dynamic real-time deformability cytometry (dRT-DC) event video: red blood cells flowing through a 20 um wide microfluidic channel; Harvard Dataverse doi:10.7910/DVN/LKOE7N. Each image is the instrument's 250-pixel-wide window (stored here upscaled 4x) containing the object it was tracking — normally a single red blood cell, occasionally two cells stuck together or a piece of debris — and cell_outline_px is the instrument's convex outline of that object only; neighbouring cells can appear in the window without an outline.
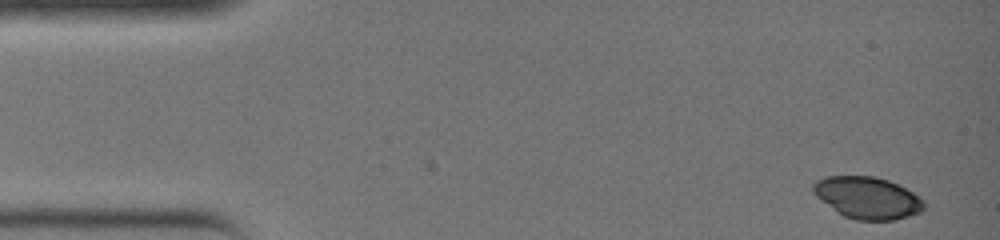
{"species": "common noctule bat (a hibernating species)", "species_latin": "Nyctalus noctula", "temperature_condition": "warm", "stored_images_in_passage": 33, "camera_frame_rate_fps": 3000, "um_per_image_px": 0.085, "animal": {"sex": "female", "body_mass_g": 19.0, "forearm_length_mm": 51.5}, "frame": {"image": 1, "passage_image": 1, "time_ms": 0.0, "image_size_px": [1000, 240], "cell_outline_px": [[924, 208], [920, 212], [896, 220], [856, 220], [844, 216], [816, 196], [812, 192], [812, 184], [816, 180], [828, 176], [872, 176], [888, 180], [900, 184], [912, 192], [924, 204]], "centroid_in_image_um": [73.71, 16.8], "position_along_channel_um": 11.3, "area_um2": 26.82}}
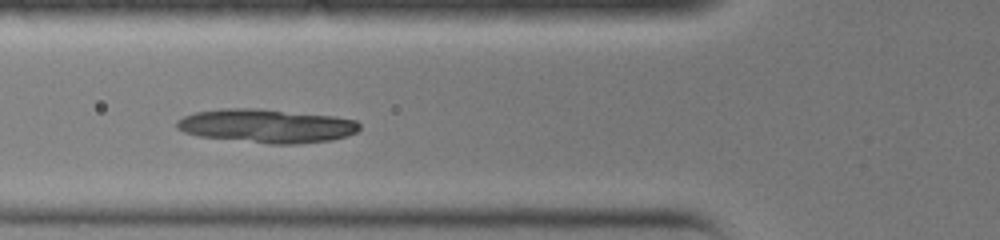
{"frame": {"image": 2, "passage_image": 13, "time_ms": 4.0, "image_size_px": [1000, 240], "cell_outline_px": [[360, 128], [356, 132], [348, 136], [332, 140], [296, 144], [268, 144], [200, 136], [184, 132], [176, 128], [176, 120], [184, 116], [196, 112], [220, 108], [260, 108], [336, 116], [356, 120], [360, 124]], "centroid_in_image_um": [22.68, 10.69], "position_along_channel_um": 103.1, "area_um2": 36.24}}
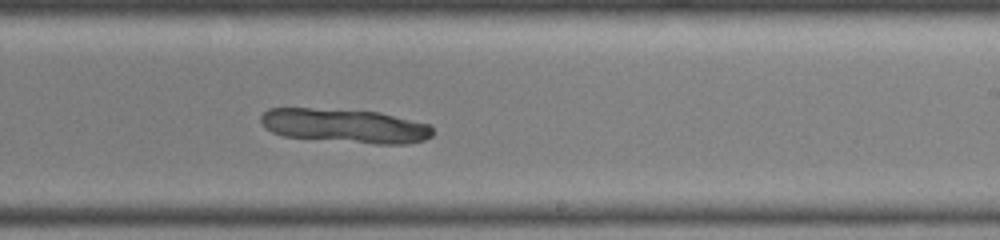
{"frame": {"image": 3, "passage_image": 22, "time_ms": 7.0, "image_size_px": [1000, 240], "cell_outline_px": [[432, 136], [424, 140], [404, 144], [376, 144], [284, 136], [272, 132], [264, 128], [260, 120], [260, 116], [268, 108], [312, 108], [380, 112], [428, 124], [432, 128]], "centroid_in_image_um": [29.29, 10.69], "position_along_channel_um": 259.7, "area_um2": 33.99}}